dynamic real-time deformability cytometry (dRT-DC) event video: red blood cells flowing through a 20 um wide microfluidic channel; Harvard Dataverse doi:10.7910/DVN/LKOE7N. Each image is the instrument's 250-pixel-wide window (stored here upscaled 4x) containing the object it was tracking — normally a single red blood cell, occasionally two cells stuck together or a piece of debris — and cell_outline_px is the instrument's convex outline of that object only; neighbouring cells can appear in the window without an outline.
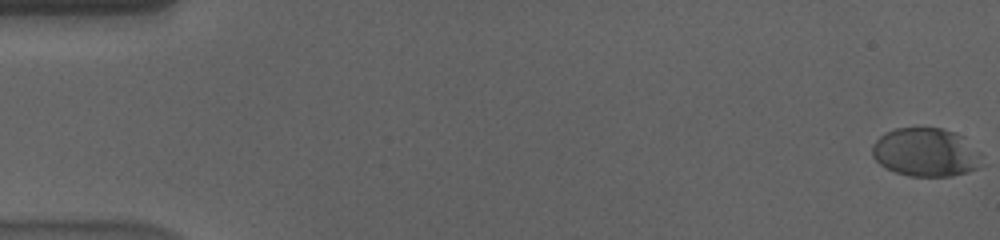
{"species": "human", "species_latin": "Homo sapiens", "temperature_condition": "cold", "stored_images_in_passage": 58, "camera_frame_rate_fps": 3000, "um_per_image_px": 0.085, "donor": {"sex": "male"}, "frame": {"image": 1, "passage_image": 1, "time_ms": 0.0, "image_size_px": [1000, 240], "cell_outline_px": [[984, 164], [980, 168], [968, 172], [952, 176], [908, 176], [884, 168], [872, 156], [872, 144], [884, 132], [896, 128], [940, 128], [964, 136], [980, 152]], "centroid_in_image_um": [78.72, 12.96], "position_along_channel_um": 6.3, "area_um2": 31.44}}
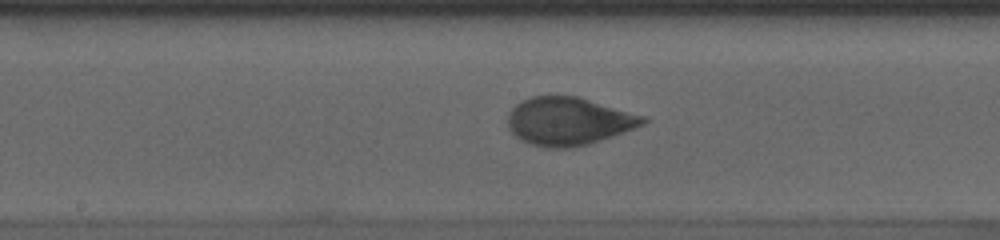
{"frame": {"image": 2, "passage_image": 31, "time_ms": 10.0, "image_size_px": [1000, 240], "cell_outline_px": [[648, 120], [644, 124], [612, 136], [588, 144], [572, 148], [544, 148], [520, 140], [508, 128], [508, 116], [512, 108], [516, 104], [532, 96], [576, 96], [644, 116]], "centroid_in_image_um": [48.29, 10.32], "position_along_channel_um": 199.9, "area_um2": 37.4}}
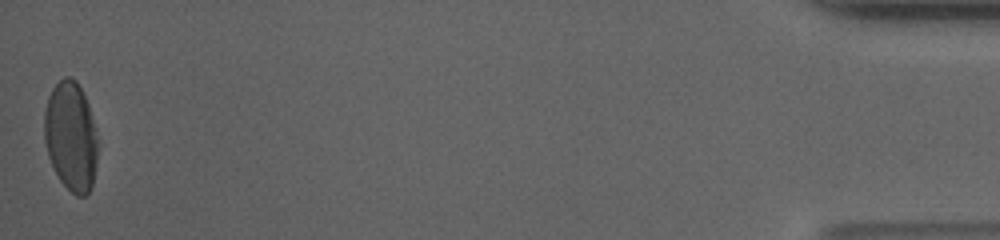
{"frame": {"image": 3, "passage_image": 58, "time_ms": 19.0, "image_size_px": [1000, 240], "cell_outline_px": [[96, 160], [92, 188], [84, 196], [76, 196], [60, 180], [48, 156], [44, 140], [44, 112], [48, 96], [52, 88], [64, 76], [72, 76], [76, 80], [88, 104], [96, 128]], "centroid_in_image_um": [6.01, 11.56], "position_along_channel_um": 429.2, "area_um2": 33.93}, "authors_computed_cell_mechanics": {"area_um2": 36.5874, "velocity_mm_per_s": 3.5798, "shape_relaxation_time_tau1_ms": 6.3547, "shape_relaxation_time_tau2_ms": null, "deformation_change_tau1": 0.1821, "deformation_change_tau2": null}}